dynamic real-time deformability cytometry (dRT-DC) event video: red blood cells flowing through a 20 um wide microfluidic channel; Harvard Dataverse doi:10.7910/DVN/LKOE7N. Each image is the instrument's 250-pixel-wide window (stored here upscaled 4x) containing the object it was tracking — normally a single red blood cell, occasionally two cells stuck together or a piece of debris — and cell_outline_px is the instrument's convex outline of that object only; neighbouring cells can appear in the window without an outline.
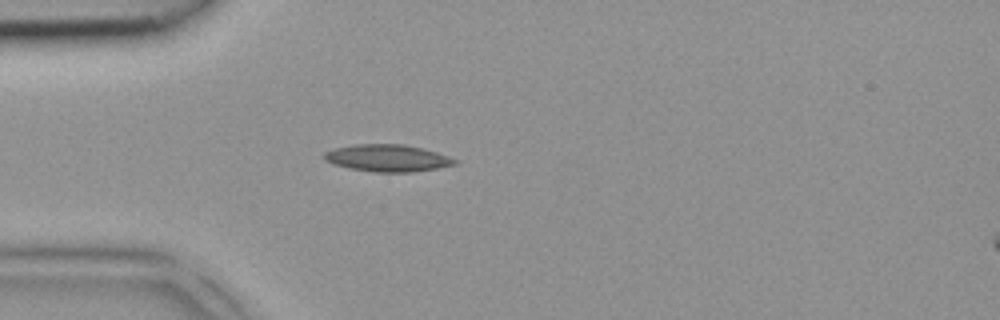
{"species": "common noctule bat (a hibernating species)", "species_latin": "Nyctalus noctula", "temperature_condition": "room temperature", "stored_images_in_passage": 1, "camera_frame_rate_fps": 3000, "um_per_image_px": 0.085, "animal": {"sex": "female", "body_mass_g": 18.4}, "frame": {"image": 1, "passage_image": 1, "time_ms": 0.0, "image_size_px": [1000, 320], "cell_outline_px": [[460, 160], [456, 164], [436, 168], [412, 172], [376, 172], [352, 168], [332, 164], [324, 160], [324, 152], [332, 148], [356, 144], [404, 144], [436, 152]], "centroid_in_image_um": [32.92, 13.43], "position_along_channel_um": 52.1, "area_um2": 20.52}}